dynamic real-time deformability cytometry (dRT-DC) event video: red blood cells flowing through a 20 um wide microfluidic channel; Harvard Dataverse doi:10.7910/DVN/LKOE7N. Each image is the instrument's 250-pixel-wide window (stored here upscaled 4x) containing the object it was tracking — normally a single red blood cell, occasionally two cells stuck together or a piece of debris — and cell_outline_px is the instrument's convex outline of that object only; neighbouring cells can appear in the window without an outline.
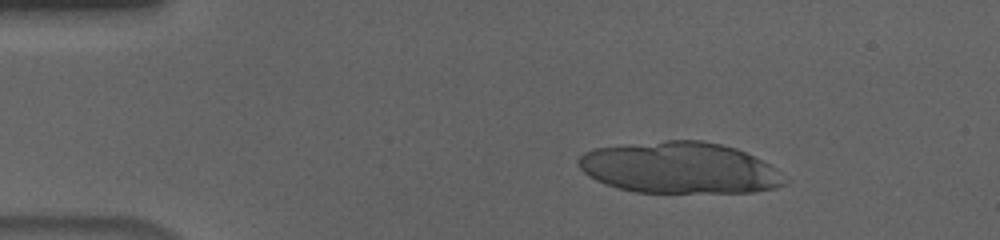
{"species": "human", "species_latin": "Homo sapiens", "temperature_condition": "cold", "stored_images_in_passage": 15, "camera_frame_rate_fps": 3000, "um_per_image_px": 0.085, "donor": {"sex": "male"}, "frame": {"image": 1, "passage_image": 1, "time_ms": 0.0, "image_size_px": [1000, 240], "cell_outline_px": [[788, 184], [776, 188], [752, 192], [636, 192], [620, 188], [596, 180], [588, 176], [580, 168], [576, 160], [584, 152], [596, 148], [628, 144], [664, 140], [700, 140], [720, 144], [736, 148], [768, 164], [788, 180]], "centroid_in_image_um": [57.76, 14.26], "position_along_channel_um": 27.2, "area_um2": 61.38}}